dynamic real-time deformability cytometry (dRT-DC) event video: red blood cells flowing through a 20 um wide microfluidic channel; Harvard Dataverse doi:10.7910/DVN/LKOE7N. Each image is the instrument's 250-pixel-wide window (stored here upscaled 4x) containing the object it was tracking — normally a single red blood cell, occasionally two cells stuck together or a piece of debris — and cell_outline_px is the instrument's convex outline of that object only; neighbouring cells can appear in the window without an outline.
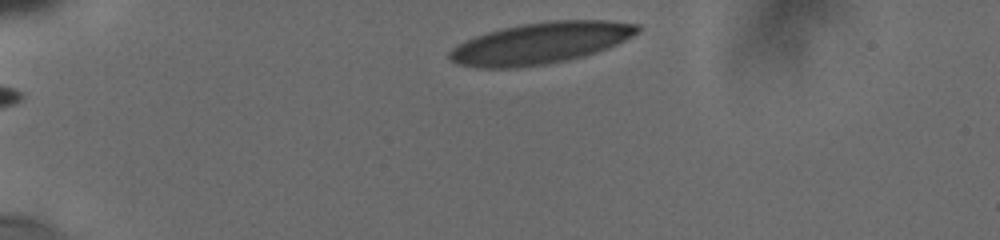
{"species": "human", "species_latin": "Homo sapiens", "temperature_condition": "cold", "stored_images_in_passage": 21, "camera_frame_rate_fps": 3000, "um_per_image_px": 0.085, "donor": {"sex": "male"}, "frame": {"image": 1, "passage_image": 1, "time_ms": 0.0, "image_size_px": [1000, 240], "cell_outline_px": [[640, 28], [636, 32], [624, 40], [608, 48], [584, 56], [544, 64], [516, 68], [484, 68], [456, 64], [448, 56], [448, 52], [452, 48], [476, 36], [488, 32], [520, 24], [548, 20], [604, 20], [636, 24]], "centroid_in_image_um": [45.92, 3.66], "position_along_channel_um": 39.1, "area_um2": 44.8}}